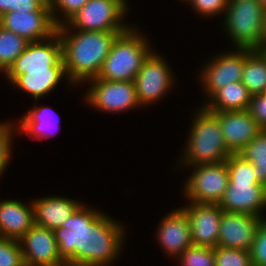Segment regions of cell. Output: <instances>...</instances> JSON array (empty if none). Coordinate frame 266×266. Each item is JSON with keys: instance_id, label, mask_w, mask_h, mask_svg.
<instances>
[{"instance_id": "obj_1", "label": "cell", "mask_w": 266, "mask_h": 266, "mask_svg": "<svg viewBox=\"0 0 266 266\" xmlns=\"http://www.w3.org/2000/svg\"><path fill=\"white\" fill-rule=\"evenodd\" d=\"M123 226L81 204L55 232L61 258L77 266H110L119 256Z\"/></svg>"}, {"instance_id": "obj_2", "label": "cell", "mask_w": 266, "mask_h": 266, "mask_svg": "<svg viewBox=\"0 0 266 266\" xmlns=\"http://www.w3.org/2000/svg\"><path fill=\"white\" fill-rule=\"evenodd\" d=\"M57 27L67 80L72 85L96 78L116 37L125 31H82Z\"/></svg>"}, {"instance_id": "obj_3", "label": "cell", "mask_w": 266, "mask_h": 266, "mask_svg": "<svg viewBox=\"0 0 266 266\" xmlns=\"http://www.w3.org/2000/svg\"><path fill=\"white\" fill-rule=\"evenodd\" d=\"M229 184L219 206L225 212L247 213L262 217L266 207V186L257 180L256 166L238 153L227 159Z\"/></svg>"}, {"instance_id": "obj_4", "label": "cell", "mask_w": 266, "mask_h": 266, "mask_svg": "<svg viewBox=\"0 0 266 266\" xmlns=\"http://www.w3.org/2000/svg\"><path fill=\"white\" fill-rule=\"evenodd\" d=\"M191 127L181 165L221 163L232 154L226 147L218 118L204 106L196 113Z\"/></svg>"}, {"instance_id": "obj_5", "label": "cell", "mask_w": 266, "mask_h": 266, "mask_svg": "<svg viewBox=\"0 0 266 266\" xmlns=\"http://www.w3.org/2000/svg\"><path fill=\"white\" fill-rule=\"evenodd\" d=\"M132 26L114 40L97 79L134 81L144 60L152 52L147 39Z\"/></svg>"}, {"instance_id": "obj_6", "label": "cell", "mask_w": 266, "mask_h": 266, "mask_svg": "<svg viewBox=\"0 0 266 266\" xmlns=\"http://www.w3.org/2000/svg\"><path fill=\"white\" fill-rule=\"evenodd\" d=\"M223 13L226 18L224 28L236 49L261 51V35L266 7L258 0L232 2L228 3Z\"/></svg>"}, {"instance_id": "obj_7", "label": "cell", "mask_w": 266, "mask_h": 266, "mask_svg": "<svg viewBox=\"0 0 266 266\" xmlns=\"http://www.w3.org/2000/svg\"><path fill=\"white\" fill-rule=\"evenodd\" d=\"M127 8L126 0H89L65 24L57 27L82 31H126L128 24H123L122 20Z\"/></svg>"}, {"instance_id": "obj_8", "label": "cell", "mask_w": 266, "mask_h": 266, "mask_svg": "<svg viewBox=\"0 0 266 266\" xmlns=\"http://www.w3.org/2000/svg\"><path fill=\"white\" fill-rule=\"evenodd\" d=\"M183 188L190 202L219 204L229 184L226 161L193 166Z\"/></svg>"}, {"instance_id": "obj_9", "label": "cell", "mask_w": 266, "mask_h": 266, "mask_svg": "<svg viewBox=\"0 0 266 266\" xmlns=\"http://www.w3.org/2000/svg\"><path fill=\"white\" fill-rule=\"evenodd\" d=\"M48 68H64L62 44L57 32L48 39L29 42L26 49L5 72V76L12 83L19 75L28 71Z\"/></svg>"}, {"instance_id": "obj_10", "label": "cell", "mask_w": 266, "mask_h": 266, "mask_svg": "<svg viewBox=\"0 0 266 266\" xmlns=\"http://www.w3.org/2000/svg\"><path fill=\"white\" fill-rule=\"evenodd\" d=\"M92 85L85 94L86 102L105 112H122L140 107L133 81H108L92 78Z\"/></svg>"}, {"instance_id": "obj_11", "label": "cell", "mask_w": 266, "mask_h": 266, "mask_svg": "<svg viewBox=\"0 0 266 266\" xmlns=\"http://www.w3.org/2000/svg\"><path fill=\"white\" fill-rule=\"evenodd\" d=\"M171 74L165 59L151 52L133 81L140 105L145 106L162 99L174 82Z\"/></svg>"}, {"instance_id": "obj_12", "label": "cell", "mask_w": 266, "mask_h": 266, "mask_svg": "<svg viewBox=\"0 0 266 266\" xmlns=\"http://www.w3.org/2000/svg\"><path fill=\"white\" fill-rule=\"evenodd\" d=\"M0 25L29 42L48 39L57 32L48 0L34 12H7L0 17Z\"/></svg>"}, {"instance_id": "obj_13", "label": "cell", "mask_w": 266, "mask_h": 266, "mask_svg": "<svg viewBox=\"0 0 266 266\" xmlns=\"http://www.w3.org/2000/svg\"><path fill=\"white\" fill-rule=\"evenodd\" d=\"M25 266H61V258L55 232L46 227L33 225L19 240Z\"/></svg>"}, {"instance_id": "obj_14", "label": "cell", "mask_w": 266, "mask_h": 266, "mask_svg": "<svg viewBox=\"0 0 266 266\" xmlns=\"http://www.w3.org/2000/svg\"><path fill=\"white\" fill-rule=\"evenodd\" d=\"M246 49L226 52L214 57L202 70L200 80L211 98L218 90L233 82L242 81Z\"/></svg>"}, {"instance_id": "obj_15", "label": "cell", "mask_w": 266, "mask_h": 266, "mask_svg": "<svg viewBox=\"0 0 266 266\" xmlns=\"http://www.w3.org/2000/svg\"><path fill=\"white\" fill-rule=\"evenodd\" d=\"M188 216L193 245L218 246L219 226L223 209L219 204L190 202L181 207Z\"/></svg>"}, {"instance_id": "obj_16", "label": "cell", "mask_w": 266, "mask_h": 266, "mask_svg": "<svg viewBox=\"0 0 266 266\" xmlns=\"http://www.w3.org/2000/svg\"><path fill=\"white\" fill-rule=\"evenodd\" d=\"M262 217L223 211L218 236V246L250 252Z\"/></svg>"}, {"instance_id": "obj_17", "label": "cell", "mask_w": 266, "mask_h": 266, "mask_svg": "<svg viewBox=\"0 0 266 266\" xmlns=\"http://www.w3.org/2000/svg\"><path fill=\"white\" fill-rule=\"evenodd\" d=\"M219 120L226 147L238 153L262 130L248 110L212 112Z\"/></svg>"}, {"instance_id": "obj_18", "label": "cell", "mask_w": 266, "mask_h": 266, "mask_svg": "<svg viewBox=\"0 0 266 266\" xmlns=\"http://www.w3.org/2000/svg\"><path fill=\"white\" fill-rule=\"evenodd\" d=\"M158 227V241L170 256H180L193 245L188 216L180 207L162 218Z\"/></svg>"}, {"instance_id": "obj_19", "label": "cell", "mask_w": 266, "mask_h": 266, "mask_svg": "<svg viewBox=\"0 0 266 266\" xmlns=\"http://www.w3.org/2000/svg\"><path fill=\"white\" fill-rule=\"evenodd\" d=\"M34 225V209L19 200L0 201V237L20 240Z\"/></svg>"}, {"instance_id": "obj_20", "label": "cell", "mask_w": 266, "mask_h": 266, "mask_svg": "<svg viewBox=\"0 0 266 266\" xmlns=\"http://www.w3.org/2000/svg\"><path fill=\"white\" fill-rule=\"evenodd\" d=\"M34 224L55 231L81 205L66 197H43L32 201Z\"/></svg>"}, {"instance_id": "obj_21", "label": "cell", "mask_w": 266, "mask_h": 266, "mask_svg": "<svg viewBox=\"0 0 266 266\" xmlns=\"http://www.w3.org/2000/svg\"><path fill=\"white\" fill-rule=\"evenodd\" d=\"M64 76L67 79L65 68L28 71L19 75L12 84L38 100L54 90Z\"/></svg>"}, {"instance_id": "obj_22", "label": "cell", "mask_w": 266, "mask_h": 266, "mask_svg": "<svg viewBox=\"0 0 266 266\" xmlns=\"http://www.w3.org/2000/svg\"><path fill=\"white\" fill-rule=\"evenodd\" d=\"M252 95L241 81L227 84L218 90L204 107L210 112L248 110Z\"/></svg>"}, {"instance_id": "obj_23", "label": "cell", "mask_w": 266, "mask_h": 266, "mask_svg": "<svg viewBox=\"0 0 266 266\" xmlns=\"http://www.w3.org/2000/svg\"><path fill=\"white\" fill-rule=\"evenodd\" d=\"M50 107H35L32 110H28V113L23 115L20 120L18 129L19 133H28V135L33 136L32 138H36V140H42V138H47L48 136H52L53 128H57L59 124V116L55 115L57 118H54ZM55 119V120H54ZM51 130V131H50Z\"/></svg>"}, {"instance_id": "obj_24", "label": "cell", "mask_w": 266, "mask_h": 266, "mask_svg": "<svg viewBox=\"0 0 266 266\" xmlns=\"http://www.w3.org/2000/svg\"><path fill=\"white\" fill-rule=\"evenodd\" d=\"M241 82L252 96L266 93V52L246 49Z\"/></svg>"}, {"instance_id": "obj_25", "label": "cell", "mask_w": 266, "mask_h": 266, "mask_svg": "<svg viewBox=\"0 0 266 266\" xmlns=\"http://www.w3.org/2000/svg\"><path fill=\"white\" fill-rule=\"evenodd\" d=\"M28 44L25 38L0 25V71L5 73Z\"/></svg>"}, {"instance_id": "obj_26", "label": "cell", "mask_w": 266, "mask_h": 266, "mask_svg": "<svg viewBox=\"0 0 266 266\" xmlns=\"http://www.w3.org/2000/svg\"><path fill=\"white\" fill-rule=\"evenodd\" d=\"M238 154L256 166L257 180L266 186V129H262Z\"/></svg>"}, {"instance_id": "obj_27", "label": "cell", "mask_w": 266, "mask_h": 266, "mask_svg": "<svg viewBox=\"0 0 266 266\" xmlns=\"http://www.w3.org/2000/svg\"><path fill=\"white\" fill-rule=\"evenodd\" d=\"M215 266H253L248 251L217 246L214 248Z\"/></svg>"}, {"instance_id": "obj_28", "label": "cell", "mask_w": 266, "mask_h": 266, "mask_svg": "<svg viewBox=\"0 0 266 266\" xmlns=\"http://www.w3.org/2000/svg\"><path fill=\"white\" fill-rule=\"evenodd\" d=\"M176 258L181 266H215L213 248L192 245Z\"/></svg>"}, {"instance_id": "obj_29", "label": "cell", "mask_w": 266, "mask_h": 266, "mask_svg": "<svg viewBox=\"0 0 266 266\" xmlns=\"http://www.w3.org/2000/svg\"><path fill=\"white\" fill-rule=\"evenodd\" d=\"M0 266H25L18 240L0 237Z\"/></svg>"}, {"instance_id": "obj_30", "label": "cell", "mask_w": 266, "mask_h": 266, "mask_svg": "<svg viewBox=\"0 0 266 266\" xmlns=\"http://www.w3.org/2000/svg\"><path fill=\"white\" fill-rule=\"evenodd\" d=\"M89 0H48L52 18L54 23L59 26L65 24L75 13H77ZM57 9V10H56ZM60 9V11H58ZM56 11V12H55ZM62 12L66 20L61 18L58 19V16L55 13Z\"/></svg>"}, {"instance_id": "obj_31", "label": "cell", "mask_w": 266, "mask_h": 266, "mask_svg": "<svg viewBox=\"0 0 266 266\" xmlns=\"http://www.w3.org/2000/svg\"><path fill=\"white\" fill-rule=\"evenodd\" d=\"M10 122L0 123V176L5 172L12 151V137L15 129Z\"/></svg>"}, {"instance_id": "obj_32", "label": "cell", "mask_w": 266, "mask_h": 266, "mask_svg": "<svg viewBox=\"0 0 266 266\" xmlns=\"http://www.w3.org/2000/svg\"><path fill=\"white\" fill-rule=\"evenodd\" d=\"M250 254L253 266H266V218L258 227Z\"/></svg>"}, {"instance_id": "obj_33", "label": "cell", "mask_w": 266, "mask_h": 266, "mask_svg": "<svg viewBox=\"0 0 266 266\" xmlns=\"http://www.w3.org/2000/svg\"><path fill=\"white\" fill-rule=\"evenodd\" d=\"M187 3L205 17L219 15L228 6V0H188Z\"/></svg>"}, {"instance_id": "obj_34", "label": "cell", "mask_w": 266, "mask_h": 266, "mask_svg": "<svg viewBox=\"0 0 266 266\" xmlns=\"http://www.w3.org/2000/svg\"><path fill=\"white\" fill-rule=\"evenodd\" d=\"M248 111L259 127L266 129V93L253 95Z\"/></svg>"}, {"instance_id": "obj_35", "label": "cell", "mask_w": 266, "mask_h": 266, "mask_svg": "<svg viewBox=\"0 0 266 266\" xmlns=\"http://www.w3.org/2000/svg\"><path fill=\"white\" fill-rule=\"evenodd\" d=\"M47 0H12V7H9V12L37 11Z\"/></svg>"}, {"instance_id": "obj_36", "label": "cell", "mask_w": 266, "mask_h": 266, "mask_svg": "<svg viewBox=\"0 0 266 266\" xmlns=\"http://www.w3.org/2000/svg\"><path fill=\"white\" fill-rule=\"evenodd\" d=\"M9 7H12V0H0V17L9 12Z\"/></svg>"}, {"instance_id": "obj_37", "label": "cell", "mask_w": 266, "mask_h": 266, "mask_svg": "<svg viewBox=\"0 0 266 266\" xmlns=\"http://www.w3.org/2000/svg\"><path fill=\"white\" fill-rule=\"evenodd\" d=\"M261 51L266 52V14H265V20L263 23L262 35H261Z\"/></svg>"}, {"instance_id": "obj_38", "label": "cell", "mask_w": 266, "mask_h": 266, "mask_svg": "<svg viewBox=\"0 0 266 266\" xmlns=\"http://www.w3.org/2000/svg\"><path fill=\"white\" fill-rule=\"evenodd\" d=\"M244 1H254V0H228V3H232V2H244Z\"/></svg>"}, {"instance_id": "obj_39", "label": "cell", "mask_w": 266, "mask_h": 266, "mask_svg": "<svg viewBox=\"0 0 266 266\" xmlns=\"http://www.w3.org/2000/svg\"><path fill=\"white\" fill-rule=\"evenodd\" d=\"M263 6L266 7V0H258Z\"/></svg>"}, {"instance_id": "obj_40", "label": "cell", "mask_w": 266, "mask_h": 266, "mask_svg": "<svg viewBox=\"0 0 266 266\" xmlns=\"http://www.w3.org/2000/svg\"><path fill=\"white\" fill-rule=\"evenodd\" d=\"M61 266H77V265H73V264H68V263H66V264L61 265Z\"/></svg>"}]
</instances>
